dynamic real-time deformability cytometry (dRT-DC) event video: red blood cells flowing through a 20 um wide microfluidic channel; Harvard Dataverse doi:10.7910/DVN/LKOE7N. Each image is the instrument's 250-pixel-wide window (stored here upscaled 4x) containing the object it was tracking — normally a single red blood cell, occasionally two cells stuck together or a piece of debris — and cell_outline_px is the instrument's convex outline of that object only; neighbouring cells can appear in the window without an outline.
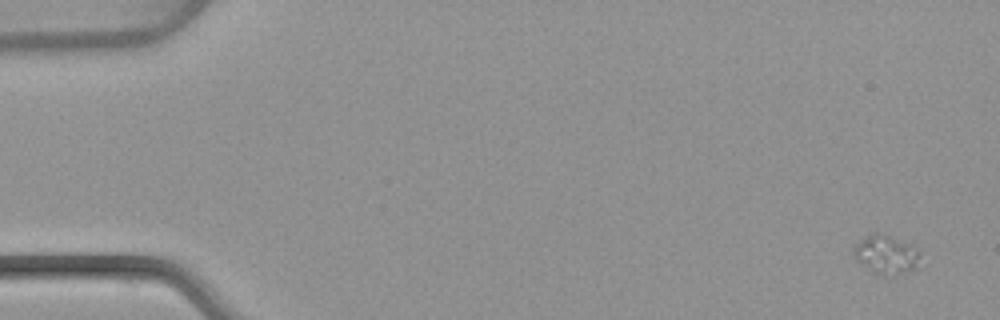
{"species": "common noctule bat (a hibernating species)", "species_latin": "Nyctalus noctula", "temperature_condition": "warm", "stored_images_in_passage": 7, "camera_frame_rate_fps": 3000, "um_per_image_px": 0.085, "animal": {"sex": "female", "body_mass_g": 22.7, "forearm_length_mm": 54.2}, "frame": {"image": 1, "passage_image": 1, "time_ms": 0.0, "image_size_px": [1000, 320], "cell_outline_px": [[920, 252], [916, 268], [884, 276], [872, 272], [860, 264], [852, 256], [852, 248], [860, 240], [872, 232], [876, 232], [912, 244]], "centroid_in_image_um": [75.26, 21.62], "position_along_channel_um": 9.7, "area_um2": 14.91}}
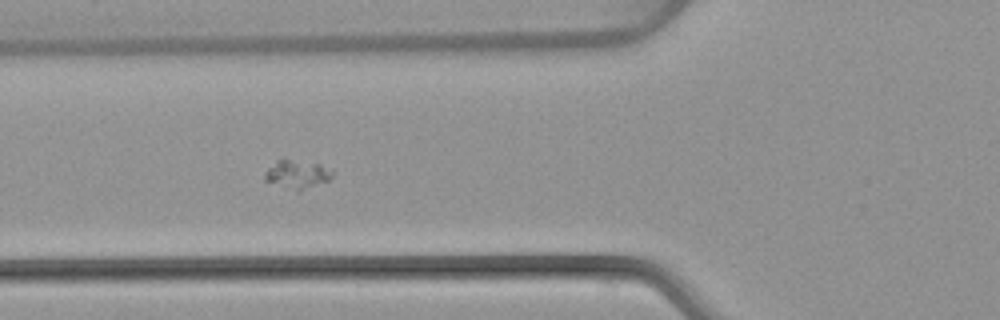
{"frame": {"image": 2, "passage_image": 3, "time_ms": 6.0, "image_size_px": [1000, 320], "cell_outline_px": [[332, 176], [328, 180], [300, 192], [296, 192], [264, 180], [264, 172], [276, 160], [284, 156], [320, 164], [332, 172]], "centroid_in_image_um": [25.2, 14.79], "position_along_channel_um": 100.6, "area_um2": 11.62}}
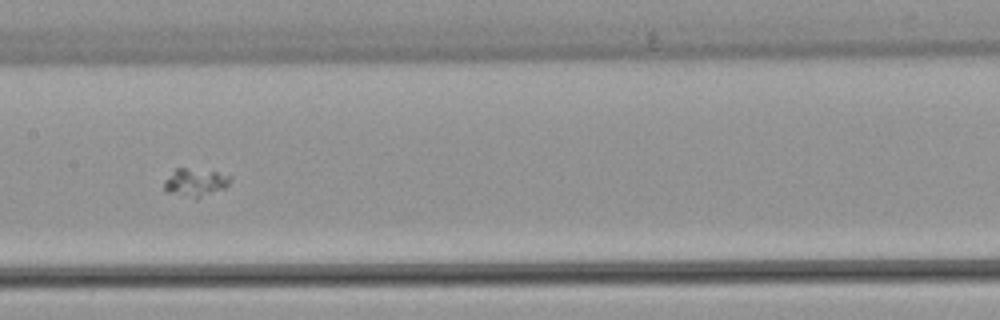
{"frame": {"image": 3, "passage_image": 5, "time_ms": 8.333, "image_size_px": [1000, 320], "cell_outline_px": [[232, 180], [224, 188], [196, 200], [164, 192], [164, 180], [176, 168], [184, 168], [216, 172], [232, 176]], "centroid_in_image_um": [16.57, 15.55], "position_along_channel_um": 190.8, "area_um2": 10.98}}